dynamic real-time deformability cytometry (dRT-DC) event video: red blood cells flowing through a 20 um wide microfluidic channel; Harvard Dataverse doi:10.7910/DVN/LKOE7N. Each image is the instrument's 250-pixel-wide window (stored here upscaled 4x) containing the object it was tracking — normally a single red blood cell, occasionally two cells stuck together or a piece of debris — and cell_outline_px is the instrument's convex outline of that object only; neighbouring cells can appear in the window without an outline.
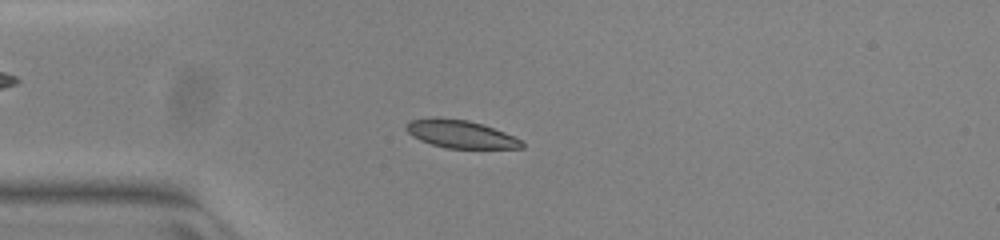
{"species": "common noctule bat (a hibernating species)", "species_latin": "Nyctalus noctula", "temperature_condition": "warm", "stored_images_in_passage": 27, "camera_frame_rate_fps": 3000, "um_per_image_px": 0.085, "animal": {"sex": "female", "body_mass_g": 23.0, "forearm_length_mm": 53.4}, "frame": {"image": 1, "passage_image": 12, "time_ms": 3.667, "image_size_px": [1000, 240], "cell_outline_px": [[524, 148], [448, 148], [432, 144], [420, 140], [412, 136], [404, 128], [408, 120], [432, 116], [440, 116], [468, 120], [504, 132], [520, 140], [524, 144]], "centroid_in_image_um": [39.06, 11.37], "position_along_channel_um": 45.9, "area_um2": 18.84}}
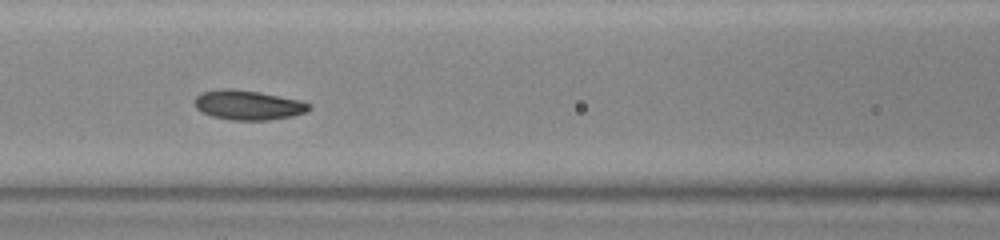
{"frame": {"image": 2, "passage_image": 21, "time_ms": 6.667, "image_size_px": [1000, 240], "cell_outline_px": [[312, 108], [304, 112], [292, 116], [268, 120], [232, 120], [212, 116], [196, 108], [196, 96], [204, 92], [232, 88], [256, 92], [300, 100], [312, 104]], "centroid_in_image_um": [21.13, 8.94], "position_along_channel_um": 145.5, "area_um2": 19.31}}
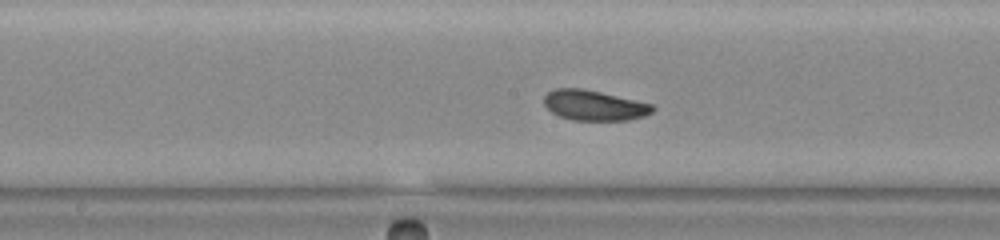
{"frame": {"image": 3, "passage_image": 25, "time_ms": 8.0, "image_size_px": [1000, 240], "cell_outline_px": [[656, 108], [652, 112], [644, 116], [628, 120], [572, 120], [560, 116], [552, 112], [544, 104], [544, 96], [548, 92], [556, 88], [584, 88], [652, 104]], "centroid_in_image_um": [50.5, 8.95], "position_along_channel_um": 197.7, "area_um2": 19.07}}